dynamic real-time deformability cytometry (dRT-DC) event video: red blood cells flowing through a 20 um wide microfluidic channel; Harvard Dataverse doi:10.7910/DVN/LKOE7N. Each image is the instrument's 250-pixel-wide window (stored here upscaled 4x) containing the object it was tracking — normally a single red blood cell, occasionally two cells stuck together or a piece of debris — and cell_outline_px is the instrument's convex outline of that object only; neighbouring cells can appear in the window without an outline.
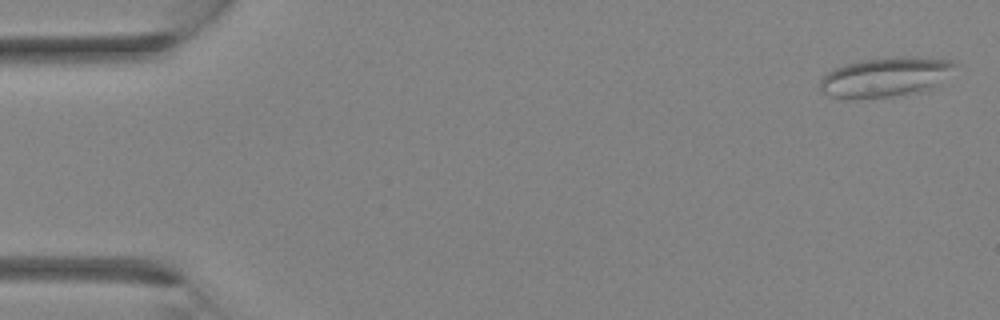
{"species": "Egyptian fruit bat (a non-hibernating species)", "species_latin": "Rousettus aegyptiacus", "temperature_condition": "room temperature", "stored_images_in_passage": 4, "camera_frame_rate_fps": 3000, "um_per_image_px": 0.085, "animal": {"sex": "female"}, "frame": {"image": 1, "passage_image": 1, "time_ms": 0.0, "image_size_px": [1000, 320], "cell_outline_px": [[956, 64], [932, 88], [924, 92], [892, 96], [832, 96], [820, 92], [820, 80], [832, 68], [844, 64], [860, 60], [900, 56], [916, 56], [952, 60]], "centroid_in_image_um": [75.26, 6.51], "position_along_channel_um": 9.7, "area_um2": 30.46}}